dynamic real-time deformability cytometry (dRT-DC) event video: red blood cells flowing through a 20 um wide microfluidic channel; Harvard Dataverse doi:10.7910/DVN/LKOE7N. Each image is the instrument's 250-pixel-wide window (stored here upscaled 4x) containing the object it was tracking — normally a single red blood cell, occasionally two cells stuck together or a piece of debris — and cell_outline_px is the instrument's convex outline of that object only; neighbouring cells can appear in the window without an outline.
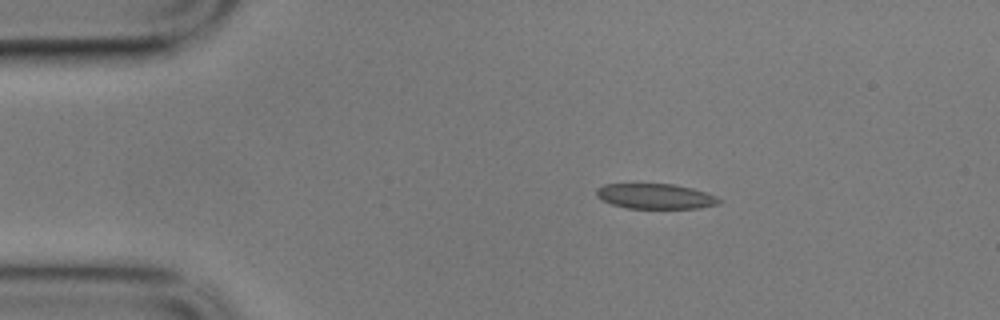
{"species": "common noctule bat (a hibernating species)", "species_latin": "Nyctalus noctula", "temperature_condition": "cold", "stored_images_in_passage": 14, "camera_frame_rate_fps": 3000, "um_per_image_px": 0.085, "animal": {"sex": "male", "body_mass_g": 17.9}, "frame": {"image": 1, "passage_image": 2, "time_ms": 0.333, "image_size_px": [1000, 320], "cell_outline_px": [[724, 200], [720, 204], [700, 208], [628, 208], [612, 204], [596, 196], [596, 188], [604, 184], [672, 184], [692, 188], [716, 196]], "centroid_in_image_um": [55.74, 16.68], "position_along_channel_um": 29.3, "area_um2": 17.98}}
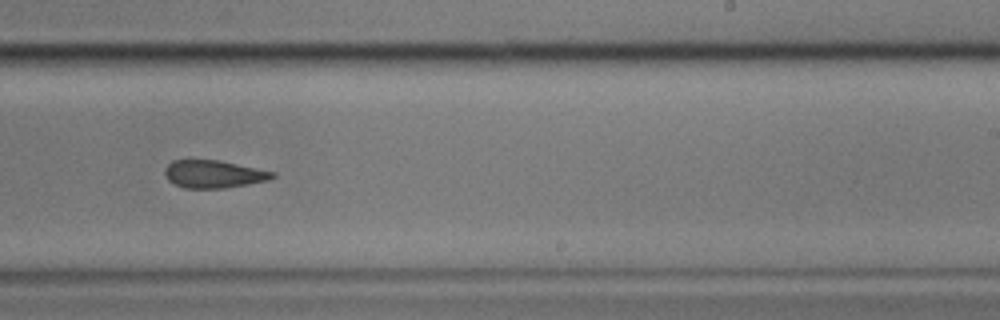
{"frame": {"image": 2, "passage_image": 9, "time_ms": 2.667, "image_size_px": [1000, 320], "cell_outline_px": [[276, 176], [268, 180], [248, 184], [224, 188], [184, 188], [168, 180], [164, 172], [164, 168], [172, 160], [220, 160], [276, 172]], "centroid_in_image_um": [18.17, 14.79], "position_along_channel_um": 270.8, "area_um2": 17.4}}
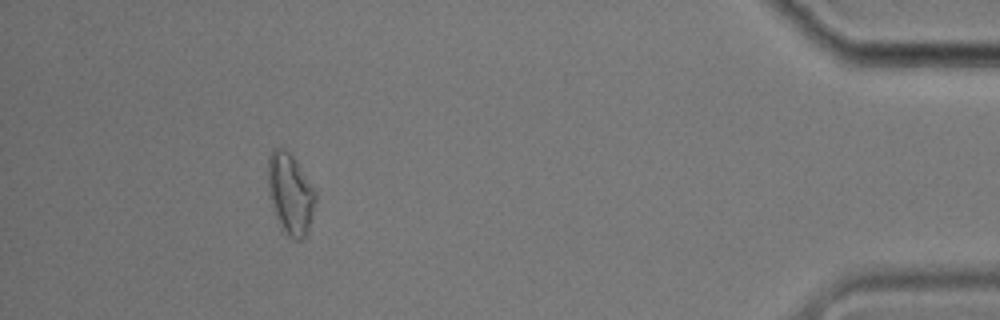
{"frame": {"image": 3, "passage_image": 13, "time_ms": 4.0, "image_size_px": [1000, 320], "cell_outline_px": [[316, 200], [308, 232], [300, 240], [296, 240], [288, 236], [280, 228], [272, 208], [268, 192], [268, 160], [272, 148], [284, 148], [296, 160], [316, 192]], "centroid_in_image_um": [24.66, 16.49], "position_along_channel_um": 410.5, "area_um2": 22.54}}